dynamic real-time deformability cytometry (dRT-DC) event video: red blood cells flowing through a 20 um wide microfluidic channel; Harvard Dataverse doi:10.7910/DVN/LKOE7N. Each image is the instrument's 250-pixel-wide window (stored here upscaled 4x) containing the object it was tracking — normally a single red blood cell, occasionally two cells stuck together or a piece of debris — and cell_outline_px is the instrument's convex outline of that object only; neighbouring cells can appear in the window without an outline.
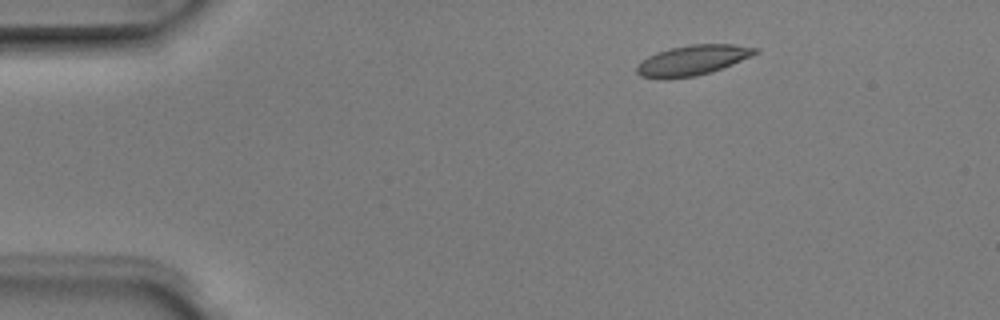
{"species": "Egyptian fruit bat (a non-hibernating species)", "species_latin": "Rousettus aegyptiacus", "temperature_condition": "room temperature", "stored_images_in_passage": 4, "camera_frame_rate_fps": 3000, "um_per_image_px": 0.085, "animal": {"sex": "male"}, "frame": {"image": 1, "passage_image": 2, "time_ms": 0.333, "image_size_px": [1000, 320], "cell_outline_px": [[760, 52], [752, 56], [712, 72], [696, 76], [640, 76], [636, 72], [636, 68], [648, 56], [656, 52], [672, 48], [692, 44], [732, 44], [760, 48]], "centroid_in_image_um": [58.98, 5.07], "position_along_channel_um": 26.0, "area_um2": 20.11}}
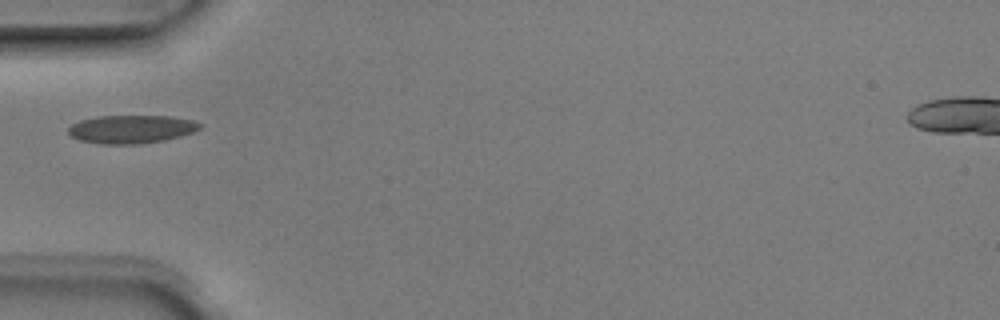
{"frame": {"image": 2, "passage_image": 4, "time_ms": 1.0, "image_size_px": [1000, 320], "cell_outline_px": [[204, 124], [200, 128], [192, 132], [180, 136], [164, 140], [140, 144], [100, 144], [80, 140], [72, 136], [68, 132], [68, 128], [72, 124], [80, 120], [96, 116], [168, 116], [192, 120]], "centroid_in_image_um": [11.16, 10.98], "position_along_channel_um": 73.8, "area_um2": 21.62}}